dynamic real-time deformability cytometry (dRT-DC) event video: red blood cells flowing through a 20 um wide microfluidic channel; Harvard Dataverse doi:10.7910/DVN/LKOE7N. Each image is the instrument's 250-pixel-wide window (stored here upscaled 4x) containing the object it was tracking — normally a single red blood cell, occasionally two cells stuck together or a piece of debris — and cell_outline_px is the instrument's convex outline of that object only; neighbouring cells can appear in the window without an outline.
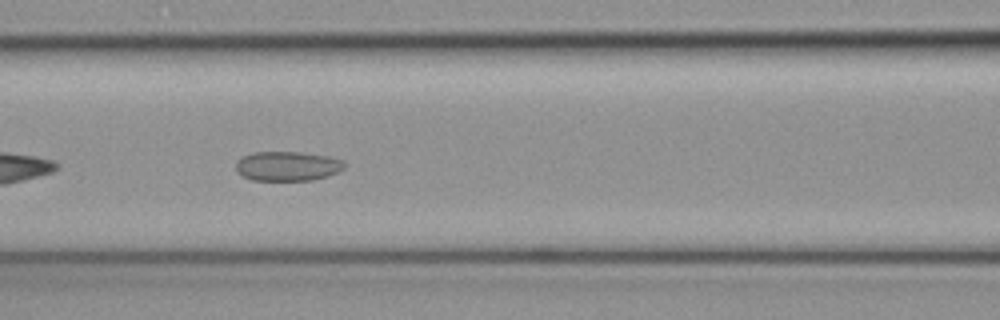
{"species": "common noctule bat (a hibernating species)", "species_latin": "Nyctalus noctula", "temperature_condition": "cold", "stored_images_in_passage": 36, "camera_frame_rate_fps": 3000, "um_per_image_px": 0.085, "animal": {"sex": "female", "body_mass_g": 19.3, "forearm_length_mm": 54.1}, "frame": {"image": 1, "passage_image": 15, "time_ms": 4.667, "image_size_px": [1000, 320], "cell_outline_px": [[348, 164], [344, 168], [328, 176], [312, 180], [252, 180], [236, 172], [236, 160], [240, 156], [252, 152], [300, 152], [328, 156], [344, 160]], "centroid_in_image_um": [24.43, 14.11], "position_along_channel_um": 142.2, "area_um2": 18.9}}